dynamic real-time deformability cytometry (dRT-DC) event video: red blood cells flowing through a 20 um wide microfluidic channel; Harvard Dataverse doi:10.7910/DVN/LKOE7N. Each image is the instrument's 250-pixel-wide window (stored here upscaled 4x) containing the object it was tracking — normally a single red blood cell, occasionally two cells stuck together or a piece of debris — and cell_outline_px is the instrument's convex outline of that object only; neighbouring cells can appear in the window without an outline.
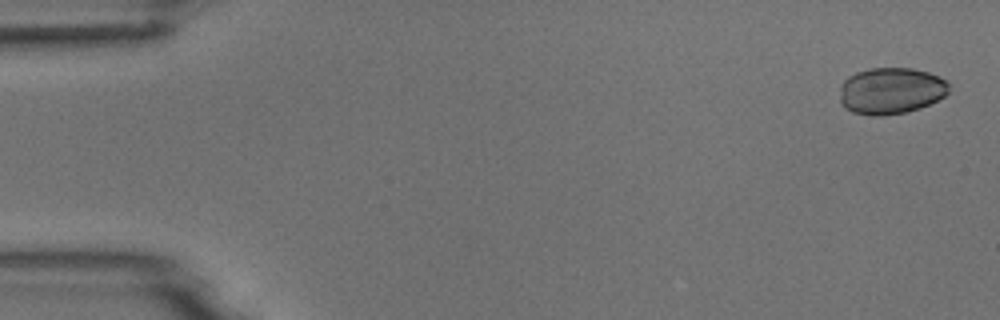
{"species": "common noctule bat (a hibernating species)", "species_latin": "Nyctalus noctula", "temperature_condition": "room temperature", "stored_images_in_passage": 5, "camera_frame_rate_fps": 3000, "um_per_image_px": 0.085, "animal": {"sex": "male", "body_mass_g": 18.8}, "frame": {"image": 1, "passage_image": 1, "time_ms": 0.0, "image_size_px": [1000, 320], "cell_outline_px": [[948, 92], [944, 96], [920, 108], [908, 112], [880, 116], [872, 116], [852, 112], [844, 108], [840, 104], [840, 84], [848, 76], [856, 72], [872, 68], [912, 68], [928, 72], [940, 76], [948, 84]], "centroid_in_image_um": [75.69, 7.72], "position_along_channel_um": 9.3, "area_um2": 29.82}}
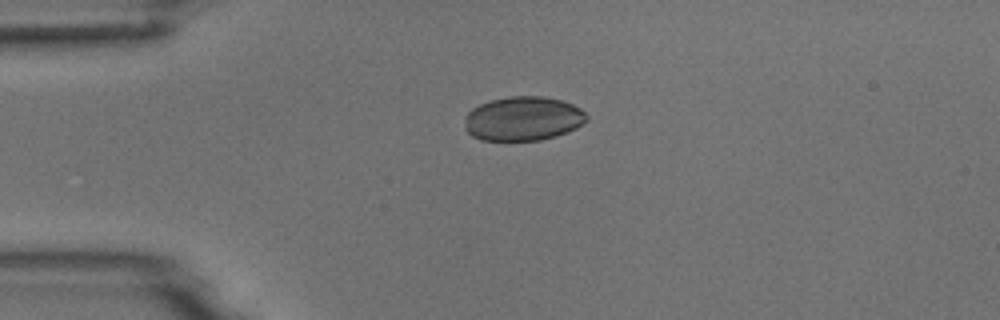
{"frame": {"image": 2, "passage_image": 4, "time_ms": 3.667, "image_size_px": [1000, 320], "cell_outline_px": [[588, 120], [576, 128], [568, 132], [556, 136], [540, 140], [480, 140], [472, 136], [464, 128], [464, 116], [472, 108], [480, 104], [492, 100], [508, 96], [540, 96], [560, 100], [572, 104], [580, 108], [588, 116]], "centroid_in_image_um": [44.45, 10.09], "position_along_channel_um": 40.6, "area_um2": 31.56}}